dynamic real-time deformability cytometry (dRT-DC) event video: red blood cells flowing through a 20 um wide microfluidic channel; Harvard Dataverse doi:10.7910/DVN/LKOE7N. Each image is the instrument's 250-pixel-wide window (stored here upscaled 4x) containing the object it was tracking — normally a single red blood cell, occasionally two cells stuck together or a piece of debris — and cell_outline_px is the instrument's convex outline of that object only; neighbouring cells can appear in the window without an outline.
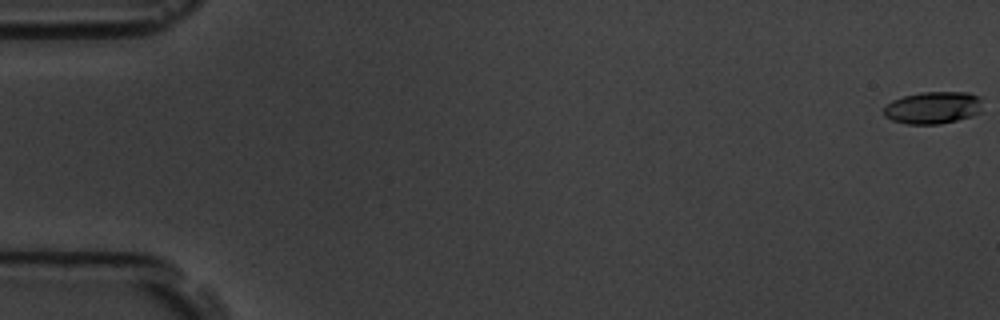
{"species": "common noctule bat (a hibernating species)", "species_latin": "Nyctalus noctula", "temperature_condition": "room temperature", "stored_images_in_passage": 5, "camera_frame_rate_fps": 3000, "um_per_image_px": 0.085, "animal": {"sex": "male", "body_mass_g": 19.5, "forearm_length_mm": 54.6}, "frame": {"image": 1, "passage_image": 1, "time_ms": 0.0, "image_size_px": [1000, 320], "cell_outline_px": [[980, 112], [972, 116], [940, 124], [908, 124], [892, 120], [884, 116], [884, 108], [892, 100], [904, 96], [920, 92], [968, 92], [980, 96]], "centroid_in_image_um": [79.3, 9.15], "position_along_channel_um": 5.7, "area_um2": 18.5}}
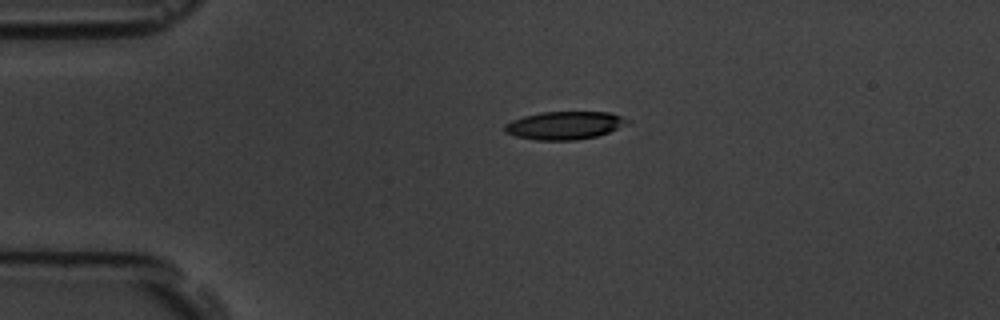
{"frame": {"image": 2, "passage_image": 4, "time_ms": 4.333, "image_size_px": [1000, 320], "cell_outline_px": [[632, 120], [628, 124], [608, 132], [596, 136], [576, 140], [536, 140], [516, 136], [504, 132], [504, 124], [512, 120], [524, 116], [540, 112], [612, 112]], "centroid_in_image_um": [48.01, 10.65], "position_along_channel_um": 37.0, "area_um2": 20.11}}